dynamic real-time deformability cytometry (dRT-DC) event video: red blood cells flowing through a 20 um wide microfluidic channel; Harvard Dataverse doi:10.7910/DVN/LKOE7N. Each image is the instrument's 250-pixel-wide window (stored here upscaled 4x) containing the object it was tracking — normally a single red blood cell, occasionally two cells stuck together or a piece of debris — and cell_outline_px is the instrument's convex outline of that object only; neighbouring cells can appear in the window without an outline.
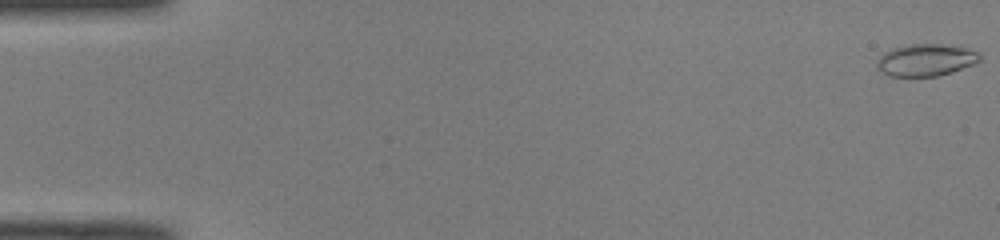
{"species": "common noctule bat (a hibernating species)", "species_latin": "Nyctalus noctula", "temperature_condition": "room temperature", "stored_images_in_passage": 45, "camera_frame_rate_fps": 3000, "um_per_image_px": 0.085, "animal": {"sex": "male", "body_mass_g": 19.0, "forearm_length_mm": 50.8}, "frame": {"image": 1, "passage_image": 1, "time_ms": 0.0, "image_size_px": [1000, 240], "cell_outline_px": [[980, 60], [972, 64], [952, 72], [936, 76], [888, 76], [880, 72], [876, 68], [876, 64], [880, 56], [884, 52], [892, 48], [912, 44], [940, 44], [964, 48], [976, 52], [980, 56]], "centroid_in_image_um": [78.62, 5.11], "position_along_channel_um": 6.4, "area_um2": 19.02}}
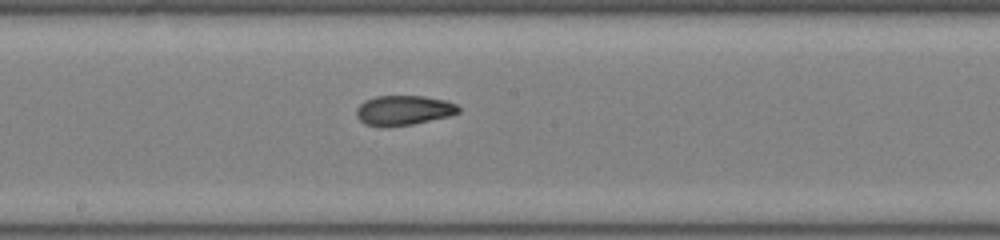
{"frame": {"image": 2, "passage_image": 28, "time_ms": 9.0, "image_size_px": [1000, 240], "cell_outline_px": [[460, 112], [452, 116], [412, 124], [364, 124], [356, 116], [356, 108], [364, 100], [376, 96], [424, 96], [444, 100], [456, 104], [460, 108]], "centroid_in_image_um": [34.35, 9.34], "position_along_channel_um": 213.9, "area_um2": 17.34}}
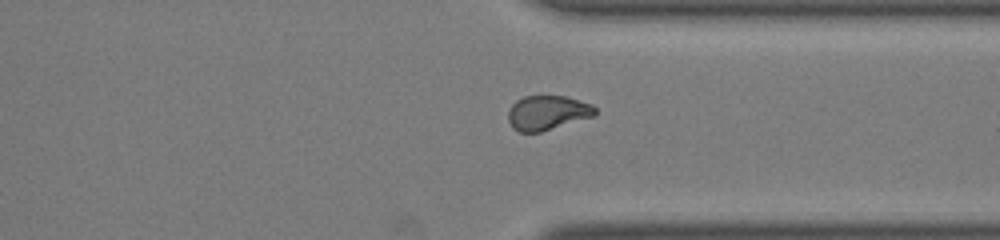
{"frame": {"image": 3, "passage_image": 39, "time_ms": 12.667, "image_size_px": [1000, 240], "cell_outline_px": [[596, 116], [540, 132], [520, 132], [512, 128], [508, 120], [508, 112], [512, 104], [516, 100], [524, 96], [568, 96], [592, 104], [596, 108]], "centroid_in_image_um": [46.55, 9.58], "position_along_channel_um": 364.9, "area_um2": 17.69}, "authors_computed_cell_mechanics": {"area_um2": 18.0336, "velocity_mm_per_s": 4.1049, "shape_relaxation_time_tau1_ms": 9.2844, "shape_relaxation_time_tau2_ms": 1.7662, "deformation_change_tau1": 0.2623, "deformation_change_tau2": 0.0762}}